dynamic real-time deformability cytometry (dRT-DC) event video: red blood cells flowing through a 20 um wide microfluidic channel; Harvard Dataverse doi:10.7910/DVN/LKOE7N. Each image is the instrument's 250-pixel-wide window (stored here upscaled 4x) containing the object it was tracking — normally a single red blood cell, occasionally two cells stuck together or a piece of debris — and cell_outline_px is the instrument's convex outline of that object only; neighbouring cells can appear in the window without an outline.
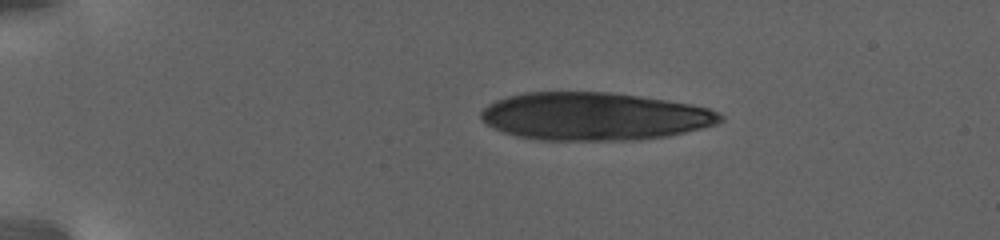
{"species": "human", "species_latin": "Homo sapiens", "temperature_condition": "warm", "stored_images_in_passage": 12, "camera_frame_rate_fps": 3000, "um_per_image_px": 0.085, "donor": {"sex": "female"}, "frame": {"image": 1, "passage_image": 1, "time_ms": 0.0, "image_size_px": [1000, 240], "cell_outline_px": [[724, 120], [716, 124], [668, 136], [640, 140], [540, 140], [516, 136], [504, 132], [488, 124], [480, 116], [480, 112], [488, 104], [496, 100], [508, 96], [528, 92], [608, 92], [664, 100], [688, 104], [708, 108], [724, 116]], "centroid_in_image_um": [50.5, 9.9], "position_along_channel_um": 34.5, "area_um2": 66.3}}